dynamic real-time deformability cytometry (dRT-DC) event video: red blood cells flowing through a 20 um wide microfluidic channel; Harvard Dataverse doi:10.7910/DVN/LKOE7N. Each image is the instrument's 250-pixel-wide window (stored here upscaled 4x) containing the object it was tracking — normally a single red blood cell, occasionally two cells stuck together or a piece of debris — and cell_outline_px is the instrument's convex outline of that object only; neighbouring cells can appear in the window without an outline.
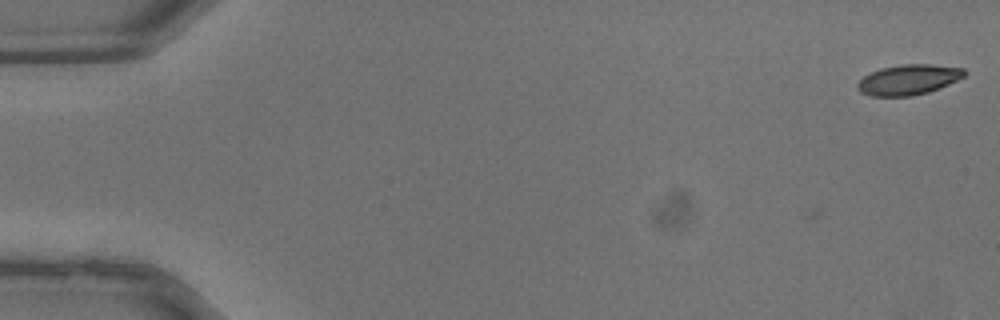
{"species": "common noctule bat (a hibernating species)", "species_latin": "Nyctalus noctula", "temperature_condition": "warm", "stored_images_in_passage": 4, "camera_frame_rate_fps": 3000, "um_per_image_px": 0.085, "animal": {"sex": "male", "body_mass_g": 13.3}, "frame": {"image": 1, "passage_image": 1, "time_ms": 0.0, "image_size_px": [1000, 320], "cell_outline_px": [[964, 76], [948, 84], [928, 92], [912, 96], [872, 96], [860, 92], [856, 88], [856, 84], [864, 76], [880, 68], [900, 64], [932, 64], [964, 68]], "centroid_in_image_um": [77.18, 6.77], "position_along_channel_um": 7.8, "area_um2": 18.79}}